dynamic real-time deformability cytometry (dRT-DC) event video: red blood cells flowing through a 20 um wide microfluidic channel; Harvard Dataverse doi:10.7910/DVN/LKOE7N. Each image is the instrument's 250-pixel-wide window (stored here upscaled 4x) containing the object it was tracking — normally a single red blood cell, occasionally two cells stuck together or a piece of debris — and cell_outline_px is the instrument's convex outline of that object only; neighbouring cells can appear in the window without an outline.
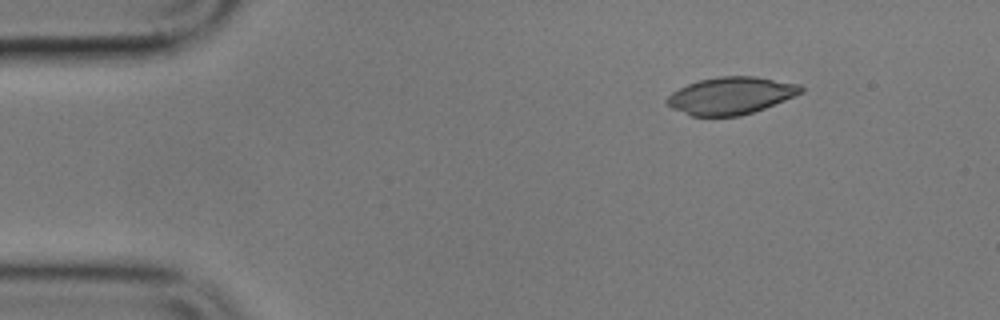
{"species": "common noctule bat (a hibernating species)", "species_latin": "Nyctalus noctula", "temperature_condition": "cold", "stored_images_in_passage": 3, "camera_frame_rate_fps": 3000, "um_per_image_px": 0.085, "animal": {"sex": "male", "body_mass_g": 17.9}, "frame": {"image": 1, "passage_image": 1, "time_ms": 0.0, "image_size_px": [1000, 320], "cell_outline_px": [[804, 92], [764, 108], [740, 116], [692, 116], [672, 108], [664, 100], [672, 92], [688, 84], [700, 80], [720, 76], [756, 76], [800, 84], [804, 88]], "centroid_in_image_um": [62.13, 8.12], "position_along_channel_um": 22.9, "area_um2": 28.96}}